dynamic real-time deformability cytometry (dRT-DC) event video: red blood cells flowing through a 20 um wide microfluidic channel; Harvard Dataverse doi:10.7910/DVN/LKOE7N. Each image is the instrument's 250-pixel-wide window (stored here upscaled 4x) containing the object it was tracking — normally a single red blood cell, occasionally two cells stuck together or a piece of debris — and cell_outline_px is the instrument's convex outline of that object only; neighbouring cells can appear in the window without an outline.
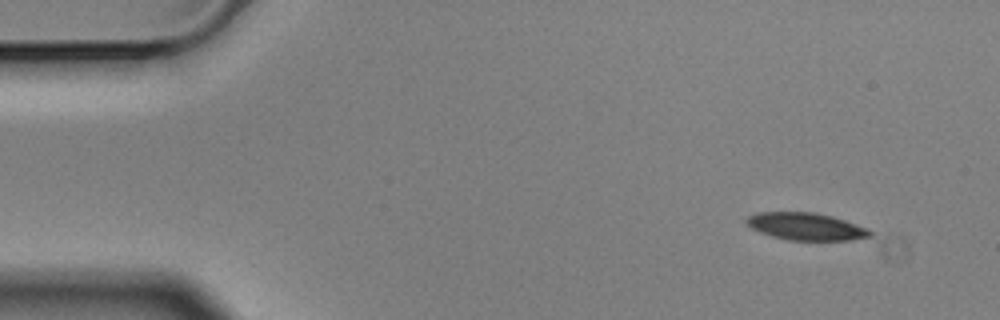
{"species": "Egyptian fruit bat (a non-hibernating species)", "species_latin": "Rousettus aegyptiacus", "temperature_condition": "cold", "stored_images_in_passage": 4, "camera_frame_rate_fps": 3000, "um_per_image_px": 0.085, "animal": {"sex": "male"}, "frame": {"image": 1, "passage_image": 1, "time_ms": 0.0, "image_size_px": [1000, 320], "cell_outline_px": [[872, 236], [852, 240], [788, 240], [772, 236], [760, 232], [752, 228], [744, 220], [748, 216], [756, 212], [816, 212], [832, 216], [868, 228], [872, 232]], "centroid_in_image_um": [68.51, 19.24], "position_along_channel_um": 16.5, "area_um2": 19.71}}
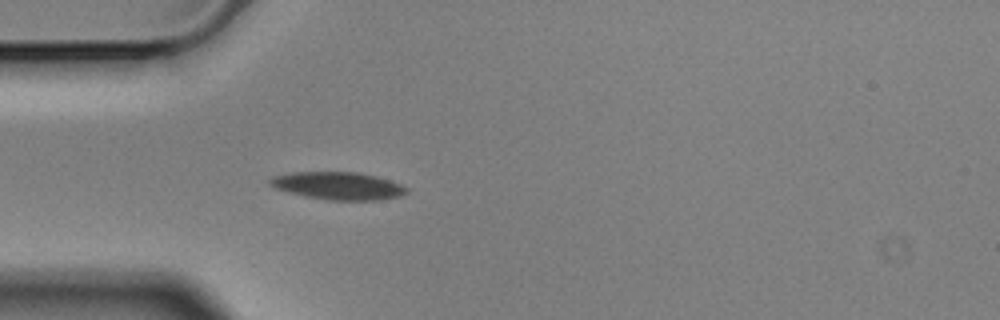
{"frame": {"image": 2, "passage_image": 4, "time_ms": 1.0, "image_size_px": [1000, 320], "cell_outline_px": [[408, 192], [404, 196], [384, 200], [328, 200], [304, 196], [288, 192], [276, 188], [268, 184], [268, 180], [272, 176], [292, 172], [356, 172], [376, 176], [400, 184], [408, 188]], "centroid_in_image_um": [28.75, 15.8], "position_along_channel_um": 56.2, "area_um2": 22.2}}